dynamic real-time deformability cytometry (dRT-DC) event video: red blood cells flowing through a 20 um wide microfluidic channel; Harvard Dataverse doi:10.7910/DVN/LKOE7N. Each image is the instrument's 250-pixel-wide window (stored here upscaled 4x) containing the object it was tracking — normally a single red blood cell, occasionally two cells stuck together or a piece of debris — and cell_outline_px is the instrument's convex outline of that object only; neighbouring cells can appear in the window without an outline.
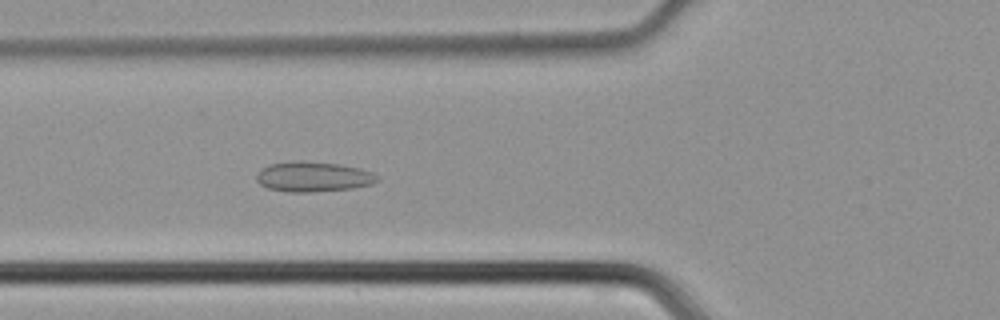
{"species": "common noctule bat (a hibernating species)", "species_latin": "Nyctalus noctula", "temperature_condition": "cold", "stored_images_in_passage": 40, "camera_frame_rate_fps": 3000, "um_per_image_px": 0.085, "animal": {"sex": "male", "body_mass_g": 21.5, "forearm_length_mm": 52.0}, "frame": {"image": 1, "passage_image": 11, "time_ms": 3.333, "image_size_px": [1000, 320], "cell_outline_px": [[380, 180], [372, 184], [352, 188], [308, 192], [288, 192], [268, 188], [260, 184], [256, 180], [256, 176], [260, 168], [268, 164], [292, 160], [304, 160], [340, 164], [360, 168], [372, 172], [380, 176]], "centroid_in_image_um": [26.62, 15.0], "position_along_channel_um": 99.2, "area_um2": 21.56}}
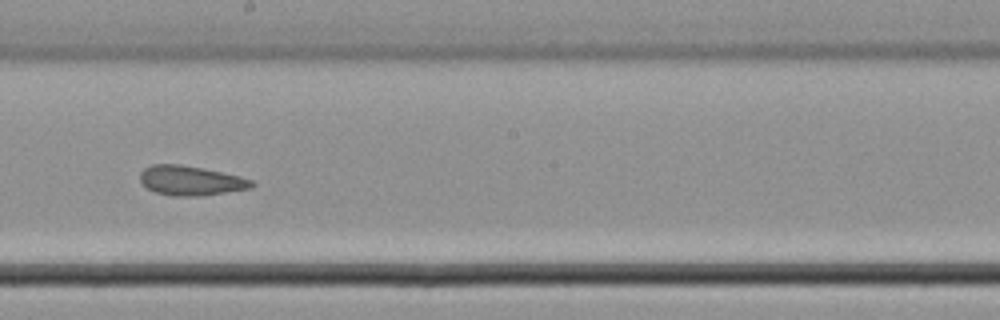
{"frame": {"image": 2, "passage_image": 20, "time_ms": 6.333, "image_size_px": [1000, 320], "cell_outline_px": [[256, 184], [252, 188], [200, 196], [172, 196], [156, 192], [148, 188], [140, 180], [140, 172], [144, 168], [152, 164], [180, 164], [204, 168], [240, 176], [252, 180]], "centroid_in_image_um": [16.23, 15.34], "position_along_channel_um": 232.0, "area_um2": 19.31}}
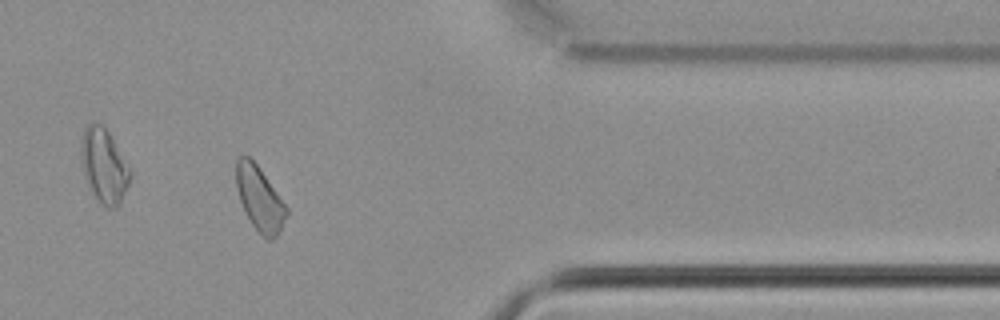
{"frame": {"image": 3, "passage_image": 32, "time_ms": 10.333, "image_size_px": [1000, 320], "cell_outline_px": [[288, 212], [280, 232], [272, 240], [268, 240], [252, 224], [240, 200], [236, 188], [236, 160], [240, 156], [248, 156], [260, 168], [288, 208]], "centroid_in_image_um": [22.08, 16.87], "position_along_channel_um": 389.3, "area_um2": 18.55}}